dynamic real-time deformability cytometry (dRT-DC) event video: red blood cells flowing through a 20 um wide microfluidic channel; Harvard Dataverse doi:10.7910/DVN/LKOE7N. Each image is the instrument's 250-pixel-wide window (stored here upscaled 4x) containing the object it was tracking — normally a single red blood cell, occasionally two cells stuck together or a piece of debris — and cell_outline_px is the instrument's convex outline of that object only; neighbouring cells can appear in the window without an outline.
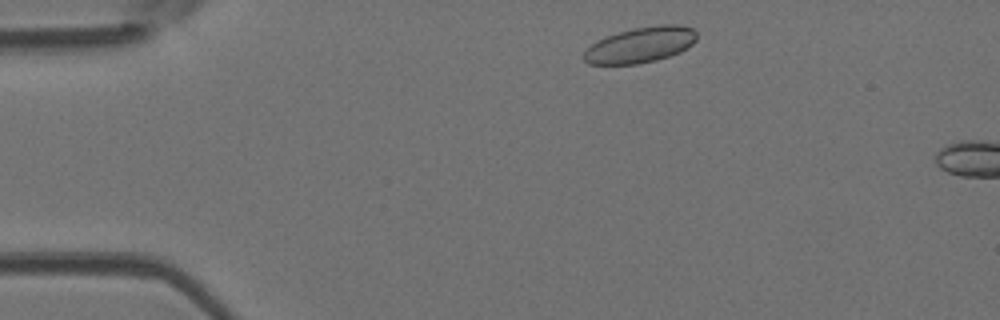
{"species": "Egyptian fruit bat (a non-hibernating species)", "species_latin": "Rousettus aegyptiacus", "temperature_condition": "room temperature", "stored_images_in_passage": 6, "camera_frame_rate_fps": 3000, "um_per_image_px": 0.085, "animal": {"sex": "female"}, "frame": {"image": 1, "passage_image": 3, "time_ms": 0.667, "image_size_px": [1000, 320], "cell_outline_px": [[696, 40], [692, 44], [680, 52], [656, 60], [636, 64], [588, 64], [580, 56], [596, 40], [604, 36], [632, 28], [660, 24], [680, 24], [692, 28], [696, 32]], "centroid_in_image_um": [54.41, 3.8], "position_along_channel_um": 30.6, "area_um2": 23.64}}